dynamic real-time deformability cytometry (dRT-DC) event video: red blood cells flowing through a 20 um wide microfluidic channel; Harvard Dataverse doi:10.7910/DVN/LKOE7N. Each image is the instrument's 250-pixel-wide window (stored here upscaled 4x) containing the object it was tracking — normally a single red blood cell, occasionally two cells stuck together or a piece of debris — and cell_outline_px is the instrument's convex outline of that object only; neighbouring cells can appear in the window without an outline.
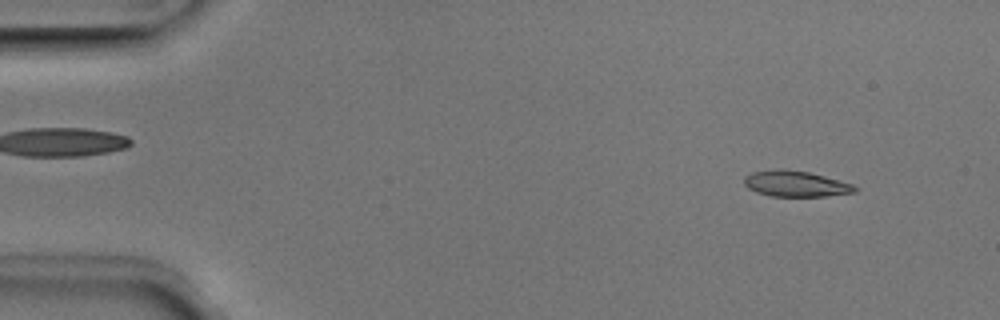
{"species": "Egyptian fruit bat (a non-hibernating species)", "species_latin": "Rousettus aegyptiacus", "temperature_condition": "room temperature", "stored_images_in_passage": 24, "camera_frame_rate_fps": 3000, "um_per_image_px": 0.085, "animal": {"sex": "male"}, "frame": {"image": 1, "passage_image": 4, "time_ms": 1.0, "image_size_px": [1000, 320], "cell_outline_px": [[860, 188], [856, 192], [824, 196], [772, 196], [756, 192], [748, 188], [744, 184], [744, 176], [752, 172], [780, 168], [808, 172], [824, 176], [852, 184]], "centroid_in_image_um": [67.62, 15.62], "position_along_channel_um": 17.4, "area_um2": 16.65}}
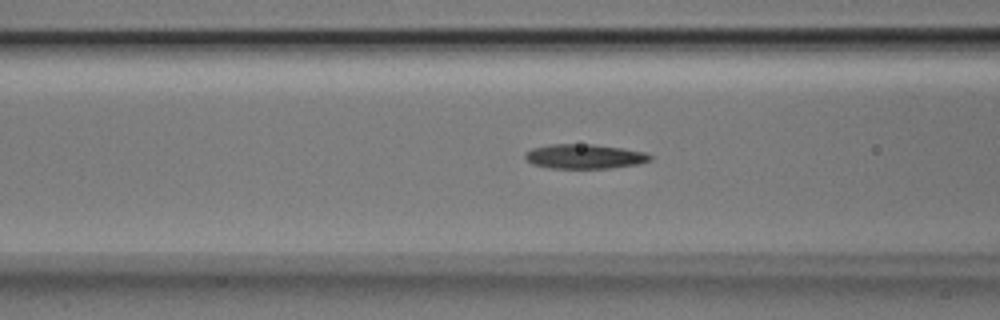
{"frame": {"image": 2, "passage_image": 19, "time_ms": 6.0, "image_size_px": [1000, 320], "cell_outline_px": [[652, 160], [640, 164], [608, 168], [548, 168], [532, 164], [524, 156], [524, 152], [532, 148], [548, 144], [592, 144], [624, 148], [644, 152], [652, 156]], "centroid_in_image_um": [49.68, 13.29], "position_along_channel_um": 116.9, "area_um2": 18.03}}
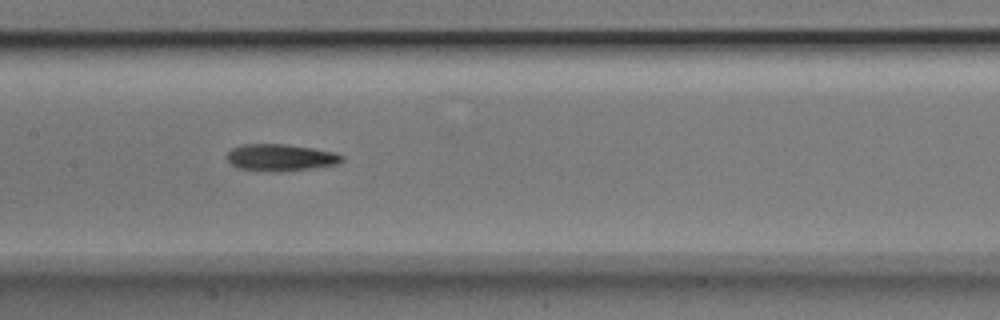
{"frame": {"image": 3, "passage_image": 24, "time_ms": 7.667, "image_size_px": [1000, 320], "cell_outline_px": [[344, 160], [336, 164], [312, 168], [280, 172], [268, 172], [236, 168], [228, 160], [228, 152], [232, 148], [244, 144], [284, 144], [312, 148], [336, 152], [344, 156]], "centroid_in_image_um": [23.86, 13.4], "position_along_channel_um": 183.5, "area_um2": 18.09}}